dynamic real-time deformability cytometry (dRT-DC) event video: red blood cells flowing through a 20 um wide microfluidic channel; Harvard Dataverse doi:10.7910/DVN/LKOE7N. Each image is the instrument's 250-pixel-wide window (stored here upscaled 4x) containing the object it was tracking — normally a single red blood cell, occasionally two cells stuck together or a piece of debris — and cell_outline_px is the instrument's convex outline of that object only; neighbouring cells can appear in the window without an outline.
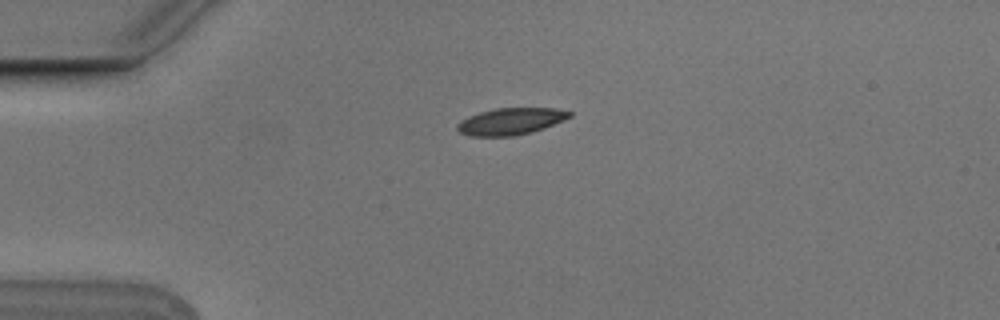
{"species": "Egyptian fruit bat (a non-hibernating species)", "species_latin": "Rousettus aegyptiacus", "temperature_condition": "cold", "stored_images_in_passage": 2, "camera_frame_rate_fps": 3000, "um_per_image_px": 0.085, "animal": {"sex": "male"}, "frame": {"image": 1, "passage_image": 1, "time_ms": 0.0, "image_size_px": [1000, 320], "cell_outline_px": [[572, 116], [564, 120], [544, 128], [532, 132], [512, 136], [468, 136], [460, 132], [456, 128], [456, 124], [460, 120], [468, 116], [480, 112], [496, 108], [556, 108], [572, 112]], "centroid_in_image_um": [43.4, 10.31], "position_along_channel_um": 41.6, "area_um2": 17.63}}